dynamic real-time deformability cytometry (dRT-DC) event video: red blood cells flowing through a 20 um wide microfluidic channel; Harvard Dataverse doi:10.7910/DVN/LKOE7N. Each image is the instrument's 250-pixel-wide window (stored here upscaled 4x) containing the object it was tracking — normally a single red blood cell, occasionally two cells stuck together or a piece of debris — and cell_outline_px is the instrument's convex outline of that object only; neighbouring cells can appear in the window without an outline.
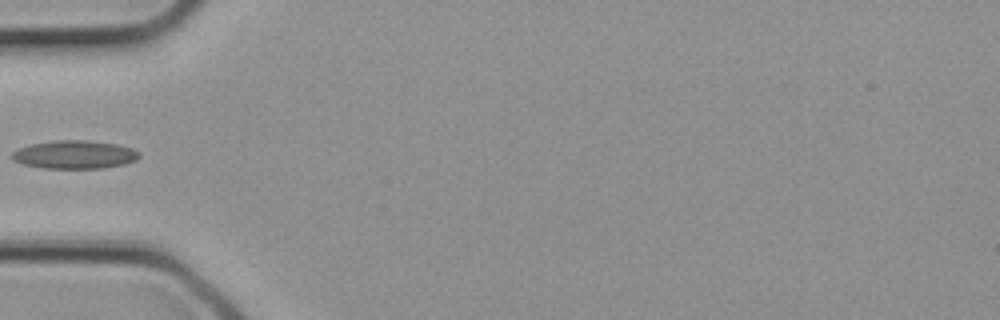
{"species": "common noctule bat (a hibernating species)", "species_latin": "Nyctalus noctula", "temperature_condition": "cold", "stored_images_in_passage": 3, "camera_frame_rate_fps": 3000, "um_per_image_px": 0.085, "animal": {"sex": "female", "body_mass_g": 21.9}, "frame": {"image": 1, "passage_image": 3, "time_ms": 0.667, "image_size_px": [1000, 320], "cell_outline_px": [[140, 156], [136, 160], [124, 164], [100, 168], [44, 168], [24, 164], [12, 160], [12, 152], [16, 148], [32, 144], [52, 140], [88, 140], [116, 144], [132, 148], [140, 152]], "centroid_in_image_um": [6.33, 13.13], "position_along_channel_um": 78.7, "area_um2": 20.98}}